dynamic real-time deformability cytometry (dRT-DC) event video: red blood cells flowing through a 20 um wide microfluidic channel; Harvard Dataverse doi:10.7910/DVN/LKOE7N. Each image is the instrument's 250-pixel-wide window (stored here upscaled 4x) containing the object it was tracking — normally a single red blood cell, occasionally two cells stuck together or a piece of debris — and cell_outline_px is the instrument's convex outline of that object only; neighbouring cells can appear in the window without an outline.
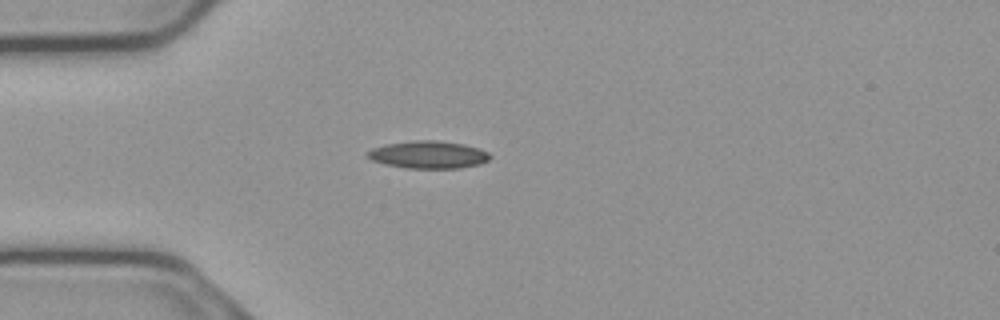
{"species": "common noctule bat (a hibernating species)", "species_latin": "Nyctalus noctula", "temperature_condition": "cold", "stored_images_in_passage": 4, "camera_frame_rate_fps": 3000, "um_per_image_px": 0.085, "animal": {"sex": "male", "body_mass_g": 23.1, "forearm_length_mm": 52.7}, "frame": {"image": 1, "passage_image": 4, "time_ms": 1.0, "image_size_px": [1000, 320], "cell_outline_px": [[492, 156], [488, 160], [480, 164], [460, 168], [408, 168], [384, 164], [372, 160], [364, 156], [372, 148], [384, 144], [412, 140], [436, 140], [464, 144], [480, 148], [488, 152]], "centroid_in_image_um": [36.4, 13.14], "position_along_channel_um": 48.6, "area_um2": 19.83}}